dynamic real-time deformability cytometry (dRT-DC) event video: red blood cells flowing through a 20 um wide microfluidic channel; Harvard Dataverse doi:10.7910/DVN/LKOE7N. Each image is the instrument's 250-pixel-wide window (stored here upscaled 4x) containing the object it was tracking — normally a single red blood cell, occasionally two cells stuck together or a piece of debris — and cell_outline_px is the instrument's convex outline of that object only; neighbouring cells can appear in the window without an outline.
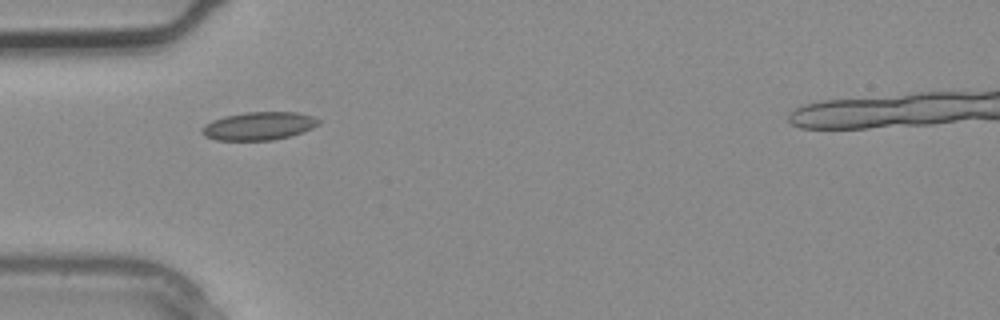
{"species": "common noctule bat (a hibernating species)", "species_latin": "Nyctalus noctula", "temperature_condition": "warm", "stored_images_in_passage": 2, "camera_frame_rate_fps": 3000, "um_per_image_px": 0.085, "animal": {"sex": "male", "body_mass_g": 20.4}, "frame": {"image": 1, "passage_image": 2, "time_ms": 0.333, "image_size_px": [1000, 320], "cell_outline_px": [[320, 124], [304, 132], [272, 140], [216, 140], [204, 136], [200, 132], [200, 128], [204, 124], [212, 120], [224, 116], [248, 112], [296, 112], [312, 116], [320, 120]], "centroid_in_image_um": [21.97, 10.71], "position_along_channel_um": 63.0, "area_um2": 19.19}}